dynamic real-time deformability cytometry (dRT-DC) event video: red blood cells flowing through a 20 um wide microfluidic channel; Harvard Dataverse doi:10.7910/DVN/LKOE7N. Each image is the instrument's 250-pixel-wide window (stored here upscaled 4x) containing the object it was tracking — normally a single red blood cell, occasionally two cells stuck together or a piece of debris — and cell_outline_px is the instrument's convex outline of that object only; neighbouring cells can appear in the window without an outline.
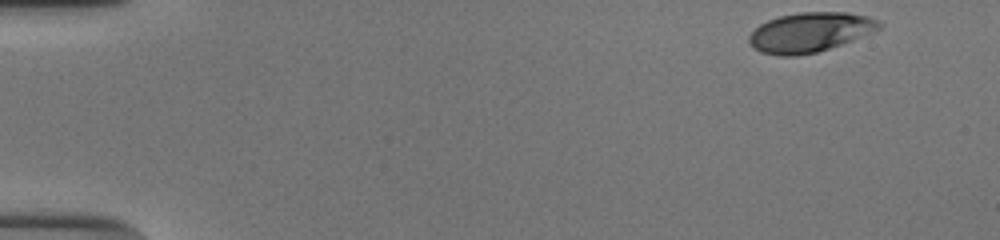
{"species": "human", "species_latin": "Homo sapiens", "temperature_condition": "cold", "stored_images_in_passage": 43, "camera_frame_rate_fps": 3000, "um_per_image_px": 0.085, "donor": {"sex": "male"}, "frame": {"image": 1, "passage_image": 1, "time_ms": 0.0, "image_size_px": [1000, 240], "cell_outline_px": [[884, 24], [880, 28], [852, 40], [816, 52], [796, 56], [780, 56], [760, 52], [748, 40], [748, 36], [760, 24], [768, 20], [780, 16], [800, 12], [848, 12], [868, 16], [880, 20]], "centroid_in_image_um": [68.86, 2.73], "position_along_channel_um": 16.1, "area_um2": 29.82}}
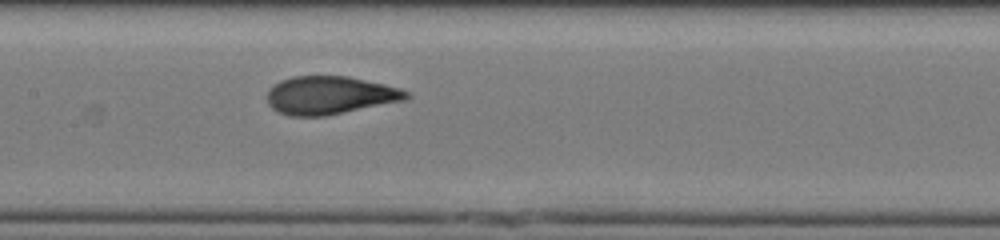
{"frame": {"image": 2, "passage_image": 24, "time_ms": 7.667, "image_size_px": [1000, 240], "cell_outline_px": [[412, 96], [408, 100], [324, 116], [288, 116], [272, 108], [268, 104], [268, 88], [280, 80], [292, 76], [348, 76], [384, 84], [400, 88], [408, 92]], "centroid_in_image_um": [28.06, 8.1], "position_along_channel_um": 179.3, "area_um2": 31.1}}
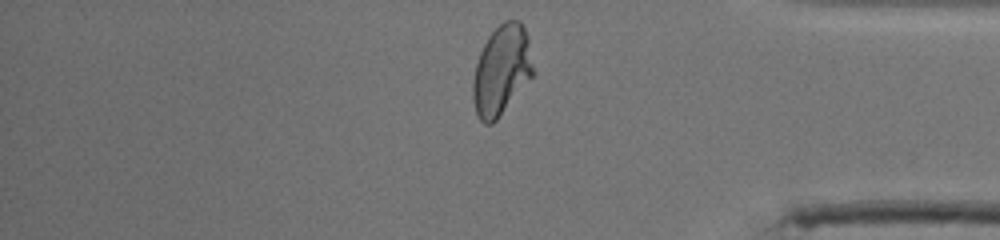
{"frame": {"image": 3, "passage_image": 42, "time_ms": 13.667, "image_size_px": [1000, 240], "cell_outline_px": [[532, 76], [496, 120], [492, 124], [484, 124], [480, 120], [476, 112], [472, 100], [472, 80], [476, 64], [480, 52], [488, 36], [504, 20], [520, 20], [528, 36], [532, 68]], "centroid_in_image_um": [42.59, 5.97], "position_along_channel_um": 392.6, "area_um2": 31.15}, "authors_computed_cell_mechanics": {"area_um2": 30.7496, "velocity_mm_per_s": 3.8474, "shape_relaxation_time_tau1_ms": 4.6301, "shape_relaxation_time_tau2_ms": null, "deformation_change_tau1": 0.2153, "deformation_change_tau2": null}}